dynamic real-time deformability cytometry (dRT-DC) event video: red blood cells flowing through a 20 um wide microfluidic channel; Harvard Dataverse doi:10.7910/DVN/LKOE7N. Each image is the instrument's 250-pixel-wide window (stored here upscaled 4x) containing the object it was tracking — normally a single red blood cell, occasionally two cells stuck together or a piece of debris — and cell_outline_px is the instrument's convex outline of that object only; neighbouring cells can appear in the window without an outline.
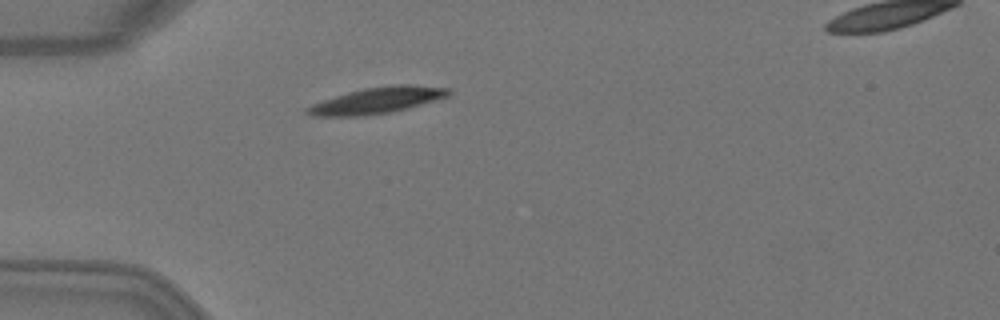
{"species": "Egyptian fruit bat (a non-hibernating species)", "species_latin": "Rousettus aegyptiacus", "temperature_condition": "warm", "stored_images_in_passage": 3, "segment_of_instrument_passage": [1, 2], "camera_frame_rate_fps": 3000, "um_per_image_px": 0.085, "animal": {"sex": "female"}, "frame": {"image": 1, "passage_image": 2, "time_ms": 0.333, "image_size_px": [1000, 320], "cell_outline_px": [[452, 92], [448, 96], [408, 108], [388, 112], [364, 116], [312, 116], [304, 112], [304, 108], [312, 104], [348, 92], [364, 88], [392, 84], [416, 84], [452, 88]], "centroid_in_image_um": [32.08, 8.52], "position_along_channel_um": 52.9, "area_um2": 21.68}}